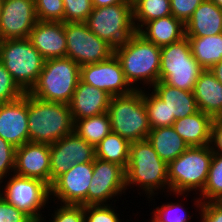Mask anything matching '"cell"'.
Returning a JSON list of instances; mask_svg holds the SVG:
<instances>
[{
	"label": "cell",
	"mask_w": 222,
	"mask_h": 222,
	"mask_svg": "<svg viewBox=\"0 0 222 222\" xmlns=\"http://www.w3.org/2000/svg\"><path fill=\"white\" fill-rule=\"evenodd\" d=\"M126 189L129 188H126L125 169L118 164L95 158L92 182L88 188V205L109 204L114 196L118 198Z\"/></svg>",
	"instance_id": "cell-14"
},
{
	"label": "cell",
	"mask_w": 222,
	"mask_h": 222,
	"mask_svg": "<svg viewBox=\"0 0 222 222\" xmlns=\"http://www.w3.org/2000/svg\"><path fill=\"white\" fill-rule=\"evenodd\" d=\"M204 69L193 57L188 38L161 47L159 81L185 91H194Z\"/></svg>",
	"instance_id": "cell-7"
},
{
	"label": "cell",
	"mask_w": 222,
	"mask_h": 222,
	"mask_svg": "<svg viewBox=\"0 0 222 222\" xmlns=\"http://www.w3.org/2000/svg\"><path fill=\"white\" fill-rule=\"evenodd\" d=\"M160 207V208H159ZM156 207L155 211L153 210L152 220L154 222H190L192 219L190 214H187L182 206V203H165ZM189 219V220H188Z\"/></svg>",
	"instance_id": "cell-33"
},
{
	"label": "cell",
	"mask_w": 222,
	"mask_h": 222,
	"mask_svg": "<svg viewBox=\"0 0 222 222\" xmlns=\"http://www.w3.org/2000/svg\"><path fill=\"white\" fill-rule=\"evenodd\" d=\"M193 57L204 70H209L222 60V33L212 36H186Z\"/></svg>",
	"instance_id": "cell-27"
},
{
	"label": "cell",
	"mask_w": 222,
	"mask_h": 222,
	"mask_svg": "<svg viewBox=\"0 0 222 222\" xmlns=\"http://www.w3.org/2000/svg\"><path fill=\"white\" fill-rule=\"evenodd\" d=\"M66 57L80 67L108 59L114 48L96 36L85 22H65Z\"/></svg>",
	"instance_id": "cell-11"
},
{
	"label": "cell",
	"mask_w": 222,
	"mask_h": 222,
	"mask_svg": "<svg viewBox=\"0 0 222 222\" xmlns=\"http://www.w3.org/2000/svg\"><path fill=\"white\" fill-rule=\"evenodd\" d=\"M172 15L170 0H137L133 4V23L136 31L153 19Z\"/></svg>",
	"instance_id": "cell-30"
},
{
	"label": "cell",
	"mask_w": 222,
	"mask_h": 222,
	"mask_svg": "<svg viewBox=\"0 0 222 222\" xmlns=\"http://www.w3.org/2000/svg\"><path fill=\"white\" fill-rule=\"evenodd\" d=\"M197 198V199H196ZM194 199V205L199 208L202 222H222V202H201L199 197Z\"/></svg>",
	"instance_id": "cell-41"
},
{
	"label": "cell",
	"mask_w": 222,
	"mask_h": 222,
	"mask_svg": "<svg viewBox=\"0 0 222 222\" xmlns=\"http://www.w3.org/2000/svg\"><path fill=\"white\" fill-rule=\"evenodd\" d=\"M222 33V9L203 0L185 24V36H212Z\"/></svg>",
	"instance_id": "cell-22"
},
{
	"label": "cell",
	"mask_w": 222,
	"mask_h": 222,
	"mask_svg": "<svg viewBox=\"0 0 222 222\" xmlns=\"http://www.w3.org/2000/svg\"><path fill=\"white\" fill-rule=\"evenodd\" d=\"M80 79L112 96H122L132 93L125 78L121 64L115 54L108 59L80 67Z\"/></svg>",
	"instance_id": "cell-15"
},
{
	"label": "cell",
	"mask_w": 222,
	"mask_h": 222,
	"mask_svg": "<svg viewBox=\"0 0 222 222\" xmlns=\"http://www.w3.org/2000/svg\"><path fill=\"white\" fill-rule=\"evenodd\" d=\"M126 173V188L136 185L150 200L158 189L170 193L168 164L154 150L148 139L130 142ZM155 192V193H154ZM151 195V196H150ZM153 196V197H152Z\"/></svg>",
	"instance_id": "cell-2"
},
{
	"label": "cell",
	"mask_w": 222,
	"mask_h": 222,
	"mask_svg": "<svg viewBox=\"0 0 222 222\" xmlns=\"http://www.w3.org/2000/svg\"><path fill=\"white\" fill-rule=\"evenodd\" d=\"M212 121L210 115L198 111L175 120L172 126L189 147H202L210 144Z\"/></svg>",
	"instance_id": "cell-24"
},
{
	"label": "cell",
	"mask_w": 222,
	"mask_h": 222,
	"mask_svg": "<svg viewBox=\"0 0 222 222\" xmlns=\"http://www.w3.org/2000/svg\"><path fill=\"white\" fill-rule=\"evenodd\" d=\"M64 23L86 22L93 10L92 0H63Z\"/></svg>",
	"instance_id": "cell-35"
},
{
	"label": "cell",
	"mask_w": 222,
	"mask_h": 222,
	"mask_svg": "<svg viewBox=\"0 0 222 222\" xmlns=\"http://www.w3.org/2000/svg\"><path fill=\"white\" fill-rule=\"evenodd\" d=\"M143 88V99L148 113V121L151 129L172 126L175 119L169 118V110L166 103L163 102L153 91L150 93Z\"/></svg>",
	"instance_id": "cell-32"
},
{
	"label": "cell",
	"mask_w": 222,
	"mask_h": 222,
	"mask_svg": "<svg viewBox=\"0 0 222 222\" xmlns=\"http://www.w3.org/2000/svg\"><path fill=\"white\" fill-rule=\"evenodd\" d=\"M0 61L17 85L29 92L41 73L45 59L28 38L0 41Z\"/></svg>",
	"instance_id": "cell-8"
},
{
	"label": "cell",
	"mask_w": 222,
	"mask_h": 222,
	"mask_svg": "<svg viewBox=\"0 0 222 222\" xmlns=\"http://www.w3.org/2000/svg\"><path fill=\"white\" fill-rule=\"evenodd\" d=\"M28 39L45 60L66 57L67 45L63 22L37 21Z\"/></svg>",
	"instance_id": "cell-19"
},
{
	"label": "cell",
	"mask_w": 222,
	"mask_h": 222,
	"mask_svg": "<svg viewBox=\"0 0 222 222\" xmlns=\"http://www.w3.org/2000/svg\"><path fill=\"white\" fill-rule=\"evenodd\" d=\"M193 93L199 111L213 119L222 118V84L210 70L201 72Z\"/></svg>",
	"instance_id": "cell-21"
},
{
	"label": "cell",
	"mask_w": 222,
	"mask_h": 222,
	"mask_svg": "<svg viewBox=\"0 0 222 222\" xmlns=\"http://www.w3.org/2000/svg\"><path fill=\"white\" fill-rule=\"evenodd\" d=\"M93 176V162L75 164L50 186V198L59 204L88 205V188ZM55 199V200H54Z\"/></svg>",
	"instance_id": "cell-13"
},
{
	"label": "cell",
	"mask_w": 222,
	"mask_h": 222,
	"mask_svg": "<svg viewBox=\"0 0 222 222\" xmlns=\"http://www.w3.org/2000/svg\"><path fill=\"white\" fill-rule=\"evenodd\" d=\"M85 23L96 36L114 49L127 42L136 32L133 5L130 3L93 7Z\"/></svg>",
	"instance_id": "cell-9"
},
{
	"label": "cell",
	"mask_w": 222,
	"mask_h": 222,
	"mask_svg": "<svg viewBox=\"0 0 222 222\" xmlns=\"http://www.w3.org/2000/svg\"><path fill=\"white\" fill-rule=\"evenodd\" d=\"M8 177L7 183L4 182L6 184L4 190L2 186L0 187V196L27 214L34 222H44L41 210L49 202L48 200H51L50 186L36 178L16 174Z\"/></svg>",
	"instance_id": "cell-10"
},
{
	"label": "cell",
	"mask_w": 222,
	"mask_h": 222,
	"mask_svg": "<svg viewBox=\"0 0 222 222\" xmlns=\"http://www.w3.org/2000/svg\"><path fill=\"white\" fill-rule=\"evenodd\" d=\"M125 78L135 90L154 86L159 81L161 47L146 40L137 31L124 44L114 49ZM140 81V82H138ZM137 86H135V85Z\"/></svg>",
	"instance_id": "cell-1"
},
{
	"label": "cell",
	"mask_w": 222,
	"mask_h": 222,
	"mask_svg": "<svg viewBox=\"0 0 222 222\" xmlns=\"http://www.w3.org/2000/svg\"><path fill=\"white\" fill-rule=\"evenodd\" d=\"M147 139L158 156L167 164L178 158L189 148L173 126L151 129Z\"/></svg>",
	"instance_id": "cell-26"
},
{
	"label": "cell",
	"mask_w": 222,
	"mask_h": 222,
	"mask_svg": "<svg viewBox=\"0 0 222 222\" xmlns=\"http://www.w3.org/2000/svg\"><path fill=\"white\" fill-rule=\"evenodd\" d=\"M74 122V131L94 147L111 132L110 117L107 112L84 119L74 120Z\"/></svg>",
	"instance_id": "cell-29"
},
{
	"label": "cell",
	"mask_w": 222,
	"mask_h": 222,
	"mask_svg": "<svg viewBox=\"0 0 222 222\" xmlns=\"http://www.w3.org/2000/svg\"><path fill=\"white\" fill-rule=\"evenodd\" d=\"M79 80L80 66L72 59H46L35 85L28 93L44 101L69 104Z\"/></svg>",
	"instance_id": "cell-4"
},
{
	"label": "cell",
	"mask_w": 222,
	"mask_h": 222,
	"mask_svg": "<svg viewBox=\"0 0 222 222\" xmlns=\"http://www.w3.org/2000/svg\"><path fill=\"white\" fill-rule=\"evenodd\" d=\"M201 202H222V154L213 153L207 182L198 195Z\"/></svg>",
	"instance_id": "cell-31"
},
{
	"label": "cell",
	"mask_w": 222,
	"mask_h": 222,
	"mask_svg": "<svg viewBox=\"0 0 222 222\" xmlns=\"http://www.w3.org/2000/svg\"><path fill=\"white\" fill-rule=\"evenodd\" d=\"M51 215L49 222H85L84 206L73 204H60ZM59 208V209H58ZM57 209V210H56Z\"/></svg>",
	"instance_id": "cell-39"
},
{
	"label": "cell",
	"mask_w": 222,
	"mask_h": 222,
	"mask_svg": "<svg viewBox=\"0 0 222 222\" xmlns=\"http://www.w3.org/2000/svg\"><path fill=\"white\" fill-rule=\"evenodd\" d=\"M112 204L84 206L85 222H121Z\"/></svg>",
	"instance_id": "cell-37"
},
{
	"label": "cell",
	"mask_w": 222,
	"mask_h": 222,
	"mask_svg": "<svg viewBox=\"0 0 222 222\" xmlns=\"http://www.w3.org/2000/svg\"><path fill=\"white\" fill-rule=\"evenodd\" d=\"M120 3H128V0H92L93 7H104Z\"/></svg>",
	"instance_id": "cell-44"
},
{
	"label": "cell",
	"mask_w": 222,
	"mask_h": 222,
	"mask_svg": "<svg viewBox=\"0 0 222 222\" xmlns=\"http://www.w3.org/2000/svg\"><path fill=\"white\" fill-rule=\"evenodd\" d=\"M130 142L120 135L110 132L95 147L96 158L122 166L125 170L129 160Z\"/></svg>",
	"instance_id": "cell-28"
},
{
	"label": "cell",
	"mask_w": 222,
	"mask_h": 222,
	"mask_svg": "<svg viewBox=\"0 0 222 222\" xmlns=\"http://www.w3.org/2000/svg\"><path fill=\"white\" fill-rule=\"evenodd\" d=\"M151 88L149 90L166 103L169 118L177 120L199 111L193 92L170 86L163 81H158Z\"/></svg>",
	"instance_id": "cell-23"
},
{
	"label": "cell",
	"mask_w": 222,
	"mask_h": 222,
	"mask_svg": "<svg viewBox=\"0 0 222 222\" xmlns=\"http://www.w3.org/2000/svg\"><path fill=\"white\" fill-rule=\"evenodd\" d=\"M16 148L0 137V186L11 172L14 174ZM8 173V175H7Z\"/></svg>",
	"instance_id": "cell-38"
},
{
	"label": "cell",
	"mask_w": 222,
	"mask_h": 222,
	"mask_svg": "<svg viewBox=\"0 0 222 222\" xmlns=\"http://www.w3.org/2000/svg\"><path fill=\"white\" fill-rule=\"evenodd\" d=\"M2 1L3 0H0V13H1V9H2Z\"/></svg>",
	"instance_id": "cell-48"
},
{
	"label": "cell",
	"mask_w": 222,
	"mask_h": 222,
	"mask_svg": "<svg viewBox=\"0 0 222 222\" xmlns=\"http://www.w3.org/2000/svg\"><path fill=\"white\" fill-rule=\"evenodd\" d=\"M110 100L107 92L80 79L68 105L73 119L79 120L107 112Z\"/></svg>",
	"instance_id": "cell-20"
},
{
	"label": "cell",
	"mask_w": 222,
	"mask_h": 222,
	"mask_svg": "<svg viewBox=\"0 0 222 222\" xmlns=\"http://www.w3.org/2000/svg\"><path fill=\"white\" fill-rule=\"evenodd\" d=\"M136 1H137V0H128V3H130V4L133 5Z\"/></svg>",
	"instance_id": "cell-47"
},
{
	"label": "cell",
	"mask_w": 222,
	"mask_h": 222,
	"mask_svg": "<svg viewBox=\"0 0 222 222\" xmlns=\"http://www.w3.org/2000/svg\"><path fill=\"white\" fill-rule=\"evenodd\" d=\"M107 113L110 117L111 132L129 142L148 138L151 127L142 89L127 95L112 96Z\"/></svg>",
	"instance_id": "cell-6"
},
{
	"label": "cell",
	"mask_w": 222,
	"mask_h": 222,
	"mask_svg": "<svg viewBox=\"0 0 222 222\" xmlns=\"http://www.w3.org/2000/svg\"><path fill=\"white\" fill-rule=\"evenodd\" d=\"M0 137L15 148L29 142L28 92L14 101L0 104Z\"/></svg>",
	"instance_id": "cell-17"
},
{
	"label": "cell",
	"mask_w": 222,
	"mask_h": 222,
	"mask_svg": "<svg viewBox=\"0 0 222 222\" xmlns=\"http://www.w3.org/2000/svg\"><path fill=\"white\" fill-rule=\"evenodd\" d=\"M68 104L44 101L28 93L29 142L51 145L74 132Z\"/></svg>",
	"instance_id": "cell-3"
},
{
	"label": "cell",
	"mask_w": 222,
	"mask_h": 222,
	"mask_svg": "<svg viewBox=\"0 0 222 222\" xmlns=\"http://www.w3.org/2000/svg\"><path fill=\"white\" fill-rule=\"evenodd\" d=\"M14 174L36 178L50 186V145L28 142L16 148Z\"/></svg>",
	"instance_id": "cell-18"
},
{
	"label": "cell",
	"mask_w": 222,
	"mask_h": 222,
	"mask_svg": "<svg viewBox=\"0 0 222 222\" xmlns=\"http://www.w3.org/2000/svg\"><path fill=\"white\" fill-rule=\"evenodd\" d=\"M95 147L87 143L75 131L50 145V186L75 164L93 162Z\"/></svg>",
	"instance_id": "cell-12"
},
{
	"label": "cell",
	"mask_w": 222,
	"mask_h": 222,
	"mask_svg": "<svg viewBox=\"0 0 222 222\" xmlns=\"http://www.w3.org/2000/svg\"><path fill=\"white\" fill-rule=\"evenodd\" d=\"M203 0H170L172 15L184 25Z\"/></svg>",
	"instance_id": "cell-40"
},
{
	"label": "cell",
	"mask_w": 222,
	"mask_h": 222,
	"mask_svg": "<svg viewBox=\"0 0 222 222\" xmlns=\"http://www.w3.org/2000/svg\"><path fill=\"white\" fill-rule=\"evenodd\" d=\"M137 32L156 46L163 47L184 38L185 25L173 15H168L146 22Z\"/></svg>",
	"instance_id": "cell-25"
},
{
	"label": "cell",
	"mask_w": 222,
	"mask_h": 222,
	"mask_svg": "<svg viewBox=\"0 0 222 222\" xmlns=\"http://www.w3.org/2000/svg\"><path fill=\"white\" fill-rule=\"evenodd\" d=\"M214 4H216L220 9H222V0H210Z\"/></svg>",
	"instance_id": "cell-46"
},
{
	"label": "cell",
	"mask_w": 222,
	"mask_h": 222,
	"mask_svg": "<svg viewBox=\"0 0 222 222\" xmlns=\"http://www.w3.org/2000/svg\"><path fill=\"white\" fill-rule=\"evenodd\" d=\"M37 21L34 0H3L0 41L28 38Z\"/></svg>",
	"instance_id": "cell-16"
},
{
	"label": "cell",
	"mask_w": 222,
	"mask_h": 222,
	"mask_svg": "<svg viewBox=\"0 0 222 222\" xmlns=\"http://www.w3.org/2000/svg\"><path fill=\"white\" fill-rule=\"evenodd\" d=\"M0 222H34L23 211L8 203L0 196Z\"/></svg>",
	"instance_id": "cell-42"
},
{
	"label": "cell",
	"mask_w": 222,
	"mask_h": 222,
	"mask_svg": "<svg viewBox=\"0 0 222 222\" xmlns=\"http://www.w3.org/2000/svg\"><path fill=\"white\" fill-rule=\"evenodd\" d=\"M38 21L64 23L63 0H34Z\"/></svg>",
	"instance_id": "cell-34"
},
{
	"label": "cell",
	"mask_w": 222,
	"mask_h": 222,
	"mask_svg": "<svg viewBox=\"0 0 222 222\" xmlns=\"http://www.w3.org/2000/svg\"><path fill=\"white\" fill-rule=\"evenodd\" d=\"M25 92L17 85L10 72L0 61V104L14 101Z\"/></svg>",
	"instance_id": "cell-36"
},
{
	"label": "cell",
	"mask_w": 222,
	"mask_h": 222,
	"mask_svg": "<svg viewBox=\"0 0 222 222\" xmlns=\"http://www.w3.org/2000/svg\"><path fill=\"white\" fill-rule=\"evenodd\" d=\"M209 145L213 153L222 154V118L212 121Z\"/></svg>",
	"instance_id": "cell-43"
},
{
	"label": "cell",
	"mask_w": 222,
	"mask_h": 222,
	"mask_svg": "<svg viewBox=\"0 0 222 222\" xmlns=\"http://www.w3.org/2000/svg\"><path fill=\"white\" fill-rule=\"evenodd\" d=\"M222 84V60L209 69Z\"/></svg>",
	"instance_id": "cell-45"
},
{
	"label": "cell",
	"mask_w": 222,
	"mask_h": 222,
	"mask_svg": "<svg viewBox=\"0 0 222 222\" xmlns=\"http://www.w3.org/2000/svg\"><path fill=\"white\" fill-rule=\"evenodd\" d=\"M213 152L210 145L189 147L168 164V181L173 195L200 194L207 182ZM189 192V193H188ZM187 193V195H186ZM184 194V195H183Z\"/></svg>",
	"instance_id": "cell-5"
}]
</instances>
